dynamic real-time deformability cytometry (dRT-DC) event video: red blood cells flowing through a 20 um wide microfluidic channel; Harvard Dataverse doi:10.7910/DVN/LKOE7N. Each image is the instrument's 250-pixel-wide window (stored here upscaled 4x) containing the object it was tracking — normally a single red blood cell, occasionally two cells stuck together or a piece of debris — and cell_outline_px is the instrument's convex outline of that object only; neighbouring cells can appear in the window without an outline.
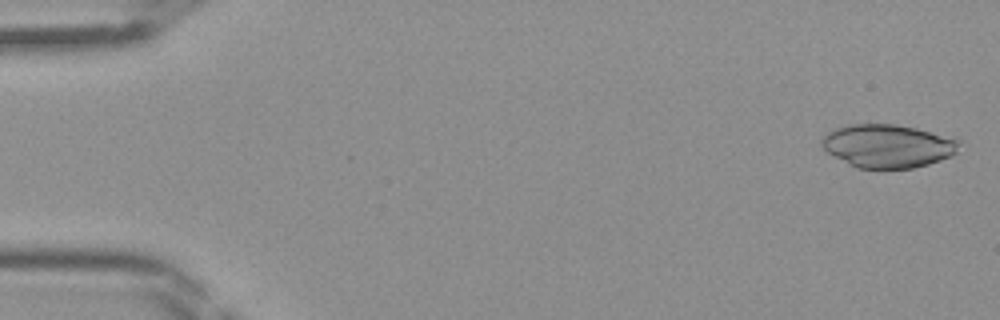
{"species": "Egyptian fruit bat (a non-hibernating species)", "species_latin": "Rousettus aegyptiacus", "temperature_condition": "room temperature", "stored_images_in_passage": 14, "camera_frame_rate_fps": 3000, "um_per_image_px": 0.085, "frame": {"image": 1, "passage_image": 1, "time_ms": 0.0, "image_size_px": [1000, 320], "cell_outline_px": [[960, 140], [956, 152], [952, 156], [928, 164], [912, 168], [884, 172], [856, 168], [832, 156], [820, 144], [820, 140], [832, 128], [848, 124], [896, 124], [916, 128]], "centroid_in_image_um": [75.4, 12.45], "position_along_channel_um": 9.6, "area_um2": 35.49}}